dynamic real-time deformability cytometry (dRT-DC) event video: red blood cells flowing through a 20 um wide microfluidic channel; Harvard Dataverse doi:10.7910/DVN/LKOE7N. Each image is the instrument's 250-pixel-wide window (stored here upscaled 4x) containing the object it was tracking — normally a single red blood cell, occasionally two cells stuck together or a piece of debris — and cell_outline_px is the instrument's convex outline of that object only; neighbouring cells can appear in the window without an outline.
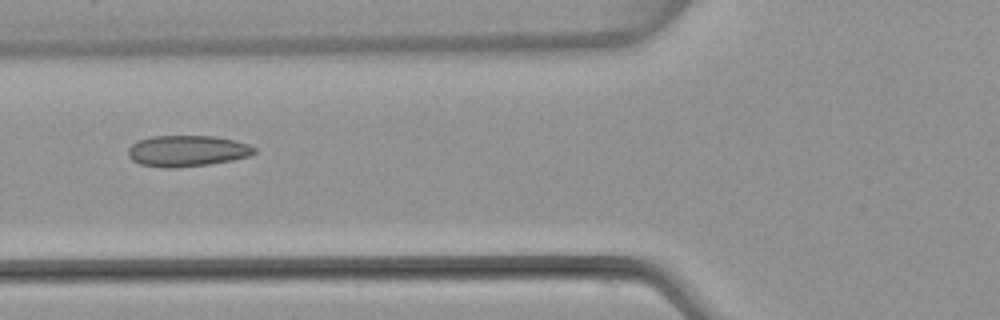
{"species": "common noctule bat (a hibernating species)", "species_latin": "Nyctalus noctula", "temperature_condition": "warm", "stored_images_in_passage": 6, "camera_frame_rate_fps": 3000, "um_per_image_px": 0.085, "animal": {"sex": "female", "body_mass_g": 22.7, "forearm_length_mm": 54.2}, "frame": {"image": 1, "passage_image": 6, "time_ms": 6.0, "image_size_px": [1000, 320], "cell_outline_px": [[256, 152], [252, 156], [232, 160], [208, 164], [176, 168], [164, 168], [140, 164], [132, 160], [128, 156], [128, 148], [132, 144], [140, 140], [152, 136], [216, 136], [236, 140], [248, 144], [256, 148]], "centroid_in_image_um": [15.93, 12.83], "position_along_channel_um": 109.9, "area_um2": 23.06}}